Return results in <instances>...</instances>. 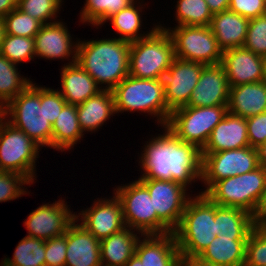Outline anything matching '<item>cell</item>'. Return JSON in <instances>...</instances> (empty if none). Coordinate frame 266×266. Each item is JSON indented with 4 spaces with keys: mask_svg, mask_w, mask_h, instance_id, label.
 <instances>
[{
    "mask_svg": "<svg viewBox=\"0 0 266 266\" xmlns=\"http://www.w3.org/2000/svg\"><path fill=\"white\" fill-rule=\"evenodd\" d=\"M117 187L113 192L121 201L126 227L141 235H157V214L148 189L138 179Z\"/></svg>",
    "mask_w": 266,
    "mask_h": 266,
    "instance_id": "4fadbf2b",
    "label": "cell"
},
{
    "mask_svg": "<svg viewBox=\"0 0 266 266\" xmlns=\"http://www.w3.org/2000/svg\"><path fill=\"white\" fill-rule=\"evenodd\" d=\"M40 148L42 149L0 114V171L24 175L34 183Z\"/></svg>",
    "mask_w": 266,
    "mask_h": 266,
    "instance_id": "ba28073f",
    "label": "cell"
},
{
    "mask_svg": "<svg viewBox=\"0 0 266 266\" xmlns=\"http://www.w3.org/2000/svg\"><path fill=\"white\" fill-rule=\"evenodd\" d=\"M252 218L254 225L264 226L266 224V187L252 215Z\"/></svg>",
    "mask_w": 266,
    "mask_h": 266,
    "instance_id": "bcb514c9",
    "label": "cell"
},
{
    "mask_svg": "<svg viewBox=\"0 0 266 266\" xmlns=\"http://www.w3.org/2000/svg\"><path fill=\"white\" fill-rule=\"evenodd\" d=\"M249 145L259 147L266 141V112L246 118Z\"/></svg>",
    "mask_w": 266,
    "mask_h": 266,
    "instance_id": "ee69618b",
    "label": "cell"
},
{
    "mask_svg": "<svg viewBox=\"0 0 266 266\" xmlns=\"http://www.w3.org/2000/svg\"><path fill=\"white\" fill-rule=\"evenodd\" d=\"M192 195L173 232L181 258L198 257L217 236L215 203L205 194Z\"/></svg>",
    "mask_w": 266,
    "mask_h": 266,
    "instance_id": "3957f363",
    "label": "cell"
},
{
    "mask_svg": "<svg viewBox=\"0 0 266 266\" xmlns=\"http://www.w3.org/2000/svg\"><path fill=\"white\" fill-rule=\"evenodd\" d=\"M31 83L4 108L1 115L41 147L52 148V124L46 119L45 86Z\"/></svg>",
    "mask_w": 266,
    "mask_h": 266,
    "instance_id": "277c9868",
    "label": "cell"
},
{
    "mask_svg": "<svg viewBox=\"0 0 266 266\" xmlns=\"http://www.w3.org/2000/svg\"><path fill=\"white\" fill-rule=\"evenodd\" d=\"M112 93L116 114L139 111L157 117V124L167 125L171 111L167 108L164 89L156 79H139L128 75Z\"/></svg>",
    "mask_w": 266,
    "mask_h": 266,
    "instance_id": "5b68a950",
    "label": "cell"
},
{
    "mask_svg": "<svg viewBox=\"0 0 266 266\" xmlns=\"http://www.w3.org/2000/svg\"><path fill=\"white\" fill-rule=\"evenodd\" d=\"M6 34L34 38L42 23L17 7L4 18Z\"/></svg>",
    "mask_w": 266,
    "mask_h": 266,
    "instance_id": "74e56055",
    "label": "cell"
},
{
    "mask_svg": "<svg viewBox=\"0 0 266 266\" xmlns=\"http://www.w3.org/2000/svg\"><path fill=\"white\" fill-rule=\"evenodd\" d=\"M5 35H6L5 22L3 18H0V49Z\"/></svg>",
    "mask_w": 266,
    "mask_h": 266,
    "instance_id": "816d5d0a",
    "label": "cell"
},
{
    "mask_svg": "<svg viewBox=\"0 0 266 266\" xmlns=\"http://www.w3.org/2000/svg\"><path fill=\"white\" fill-rule=\"evenodd\" d=\"M249 20L230 10L213 14L210 28L223 52L229 49L243 47Z\"/></svg>",
    "mask_w": 266,
    "mask_h": 266,
    "instance_id": "484cf974",
    "label": "cell"
},
{
    "mask_svg": "<svg viewBox=\"0 0 266 266\" xmlns=\"http://www.w3.org/2000/svg\"><path fill=\"white\" fill-rule=\"evenodd\" d=\"M80 14V22L92 24L93 27L101 28L107 20L119 12L121 9L128 7L135 0H85ZM99 26V27H98Z\"/></svg>",
    "mask_w": 266,
    "mask_h": 266,
    "instance_id": "836d02e7",
    "label": "cell"
},
{
    "mask_svg": "<svg viewBox=\"0 0 266 266\" xmlns=\"http://www.w3.org/2000/svg\"><path fill=\"white\" fill-rule=\"evenodd\" d=\"M212 14L226 11L229 8L230 0H205Z\"/></svg>",
    "mask_w": 266,
    "mask_h": 266,
    "instance_id": "7dc6e473",
    "label": "cell"
},
{
    "mask_svg": "<svg viewBox=\"0 0 266 266\" xmlns=\"http://www.w3.org/2000/svg\"><path fill=\"white\" fill-rule=\"evenodd\" d=\"M75 220L67 229L65 266H102L100 240Z\"/></svg>",
    "mask_w": 266,
    "mask_h": 266,
    "instance_id": "44dd1931",
    "label": "cell"
},
{
    "mask_svg": "<svg viewBox=\"0 0 266 266\" xmlns=\"http://www.w3.org/2000/svg\"><path fill=\"white\" fill-rule=\"evenodd\" d=\"M162 129L163 134L151 136L144 144L138 157V165L143 168L138 179L174 181L185 188L191 187L192 182L201 181V150L183 142L166 125Z\"/></svg>",
    "mask_w": 266,
    "mask_h": 266,
    "instance_id": "6da1fadb",
    "label": "cell"
},
{
    "mask_svg": "<svg viewBox=\"0 0 266 266\" xmlns=\"http://www.w3.org/2000/svg\"><path fill=\"white\" fill-rule=\"evenodd\" d=\"M143 8L145 7L141 5L140 0H135L128 7L121 9L107 20V22L110 21L112 24L114 31L119 34V37L116 38L131 43L148 37L159 26L155 24L146 33L141 30ZM140 32H143V34Z\"/></svg>",
    "mask_w": 266,
    "mask_h": 266,
    "instance_id": "f546056e",
    "label": "cell"
},
{
    "mask_svg": "<svg viewBox=\"0 0 266 266\" xmlns=\"http://www.w3.org/2000/svg\"><path fill=\"white\" fill-rule=\"evenodd\" d=\"M21 76L18 65L0 54V110L33 81Z\"/></svg>",
    "mask_w": 266,
    "mask_h": 266,
    "instance_id": "1f68e13d",
    "label": "cell"
},
{
    "mask_svg": "<svg viewBox=\"0 0 266 266\" xmlns=\"http://www.w3.org/2000/svg\"><path fill=\"white\" fill-rule=\"evenodd\" d=\"M227 112V105L183 106L171 112L166 126L183 142L194 144L202 150L212 130Z\"/></svg>",
    "mask_w": 266,
    "mask_h": 266,
    "instance_id": "9c48e42d",
    "label": "cell"
},
{
    "mask_svg": "<svg viewBox=\"0 0 266 266\" xmlns=\"http://www.w3.org/2000/svg\"><path fill=\"white\" fill-rule=\"evenodd\" d=\"M67 104L58 89L45 87L46 119L53 124L63 107Z\"/></svg>",
    "mask_w": 266,
    "mask_h": 266,
    "instance_id": "f6af8a7d",
    "label": "cell"
},
{
    "mask_svg": "<svg viewBox=\"0 0 266 266\" xmlns=\"http://www.w3.org/2000/svg\"><path fill=\"white\" fill-rule=\"evenodd\" d=\"M262 81L266 83V56L263 57V79Z\"/></svg>",
    "mask_w": 266,
    "mask_h": 266,
    "instance_id": "db71d44e",
    "label": "cell"
},
{
    "mask_svg": "<svg viewBox=\"0 0 266 266\" xmlns=\"http://www.w3.org/2000/svg\"><path fill=\"white\" fill-rule=\"evenodd\" d=\"M158 25L170 35L175 57L204 65L221 63L223 51L210 26L182 25L167 28L160 23Z\"/></svg>",
    "mask_w": 266,
    "mask_h": 266,
    "instance_id": "30bf717a",
    "label": "cell"
},
{
    "mask_svg": "<svg viewBox=\"0 0 266 266\" xmlns=\"http://www.w3.org/2000/svg\"><path fill=\"white\" fill-rule=\"evenodd\" d=\"M248 237L216 236L198 256L213 266H244Z\"/></svg>",
    "mask_w": 266,
    "mask_h": 266,
    "instance_id": "4316f807",
    "label": "cell"
},
{
    "mask_svg": "<svg viewBox=\"0 0 266 266\" xmlns=\"http://www.w3.org/2000/svg\"><path fill=\"white\" fill-rule=\"evenodd\" d=\"M139 234V235H138ZM140 236L129 227L110 235L100 241L102 266H124L135 255Z\"/></svg>",
    "mask_w": 266,
    "mask_h": 266,
    "instance_id": "83f0119b",
    "label": "cell"
},
{
    "mask_svg": "<svg viewBox=\"0 0 266 266\" xmlns=\"http://www.w3.org/2000/svg\"><path fill=\"white\" fill-rule=\"evenodd\" d=\"M63 2V0H17V8L44 25L60 20L57 17Z\"/></svg>",
    "mask_w": 266,
    "mask_h": 266,
    "instance_id": "8d00e7d4",
    "label": "cell"
},
{
    "mask_svg": "<svg viewBox=\"0 0 266 266\" xmlns=\"http://www.w3.org/2000/svg\"><path fill=\"white\" fill-rule=\"evenodd\" d=\"M244 266H266V227L254 225L246 243Z\"/></svg>",
    "mask_w": 266,
    "mask_h": 266,
    "instance_id": "f35d334b",
    "label": "cell"
},
{
    "mask_svg": "<svg viewBox=\"0 0 266 266\" xmlns=\"http://www.w3.org/2000/svg\"><path fill=\"white\" fill-rule=\"evenodd\" d=\"M12 257H4L0 266H45V240L23 237Z\"/></svg>",
    "mask_w": 266,
    "mask_h": 266,
    "instance_id": "d6a6232c",
    "label": "cell"
},
{
    "mask_svg": "<svg viewBox=\"0 0 266 266\" xmlns=\"http://www.w3.org/2000/svg\"><path fill=\"white\" fill-rule=\"evenodd\" d=\"M80 129L96 132L106 121L116 114L112 90H101L85 102L76 105Z\"/></svg>",
    "mask_w": 266,
    "mask_h": 266,
    "instance_id": "d4e9b609",
    "label": "cell"
},
{
    "mask_svg": "<svg viewBox=\"0 0 266 266\" xmlns=\"http://www.w3.org/2000/svg\"><path fill=\"white\" fill-rule=\"evenodd\" d=\"M217 237H248L254 227L252 214L243 209L215 204Z\"/></svg>",
    "mask_w": 266,
    "mask_h": 266,
    "instance_id": "4dcf8cb0",
    "label": "cell"
},
{
    "mask_svg": "<svg viewBox=\"0 0 266 266\" xmlns=\"http://www.w3.org/2000/svg\"><path fill=\"white\" fill-rule=\"evenodd\" d=\"M201 182L205 194L217 181L242 175L259 167L257 148L223 150L217 153H201Z\"/></svg>",
    "mask_w": 266,
    "mask_h": 266,
    "instance_id": "7c38bea8",
    "label": "cell"
},
{
    "mask_svg": "<svg viewBox=\"0 0 266 266\" xmlns=\"http://www.w3.org/2000/svg\"><path fill=\"white\" fill-rule=\"evenodd\" d=\"M61 198L52 204L45 203L33 210L25 219L27 235L42 240H49L66 233L75 221V214L70 205Z\"/></svg>",
    "mask_w": 266,
    "mask_h": 266,
    "instance_id": "2e32d148",
    "label": "cell"
},
{
    "mask_svg": "<svg viewBox=\"0 0 266 266\" xmlns=\"http://www.w3.org/2000/svg\"><path fill=\"white\" fill-rule=\"evenodd\" d=\"M204 66L175 57L171 66L157 75L156 81L164 89L167 108L171 112L188 104Z\"/></svg>",
    "mask_w": 266,
    "mask_h": 266,
    "instance_id": "5bb4252c",
    "label": "cell"
},
{
    "mask_svg": "<svg viewBox=\"0 0 266 266\" xmlns=\"http://www.w3.org/2000/svg\"><path fill=\"white\" fill-rule=\"evenodd\" d=\"M61 93L67 104L78 105L102 89L77 62L61 67Z\"/></svg>",
    "mask_w": 266,
    "mask_h": 266,
    "instance_id": "603a6c76",
    "label": "cell"
},
{
    "mask_svg": "<svg viewBox=\"0 0 266 266\" xmlns=\"http://www.w3.org/2000/svg\"><path fill=\"white\" fill-rule=\"evenodd\" d=\"M0 54L17 65L27 61L30 62L35 58L34 38L6 34Z\"/></svg>",
    "mask_w": 266,
    "mask_h": 266,
    "instance_id": "d590c367",
    "label": "cell"
},
{
    "mask_svg": "<svg viewBox=\"0 0 266 266\" xmlns=\"http://www.w3.org/2000/svg\"><path fill=\"white\" fill-rule=\"evenodd\" d=\"M259 166L266 169V141L257 147Z\"/></svg>",
    "mask_w": 266,
    "mask_h": 266,
    "instance_id": "f907efd6",
    "label": "cell"
},
{
    "mask_svg": "<svg viewBox=\"0 0 266 266\" xmlns=\"http://www.w3.org/2000/svg\"><path fill=\"white\" fill-rule=\"evenodd\" d=\"M180 266H213L198 257L181 258Z\"/></svg>",
    "mask_w": 266,
    "mask_h": 266,
    "instance_id": "681fc988",
    "label": "cell"
},
{
    "mask_svg": "<svg viewBox=\"0 0 266 266\" xmlns=\"http://www.w3.org/2000/svg\"><path fill=\"white\" fill-rule=\"evenodd\" d=\"M17 7V0H0V18H4Z\"/></svg>",
    "mask_w": 266,
    "mask_h": 266,
    "instance_id": "c3c4849f",
    "label": "cell"
},
{
    "mask_svg": "<svg viewBox=\"0 0 266 266\" xmlns=\"http://www.w3.org/2000/svg\"><path fill=\"white\" fill-rule=\"evenodd\" d=\"M142 237L135 249L142 266H180L181 255L173 232Z\"/></svg>",
    "mask_w": 266,
    "mask_h": 266,
    "instance_id": "ffe728a7",
    "label": "cell"
},
{
    "mask_svg": "<svg viewBox=\"0 0 266 266\" xmlns=\"http://www.w3.org/2000/svg\"><path fill=\"white\" fill-rule=\"evenodd\" d=\"M221 64L229 87L256 83L263 79V57L244 47L224 51Z\"/></svg>",
    "mask_w": 266,
    "mask_h": 266,
    "instance_id": "d6986e66",
    "label": "cell"
},
{
    "mask_svg": "<svg viewBox=\"0 0 266 266\" xmlns=\"http://www.w3.org/2000/svg\"><path fill=\"white\" fill-rule=\"evenodd\" d=\"M174 59L172 39L158 26L148 37L130 43L129 75L139 79H156Z\"/></svg>",
    "mask_w": 266,
    "mask_h": 266,
    "instance_id": "8992f818",
    "label": "cell"
},
{
    "mask_svg": "<svg viewBox=\"0 0 266 266\" xmlns=\"http://www.w3.org/2000/svg\"><path fill=\"white\" fill-rule=\"evenodd\" d=\"M228 10L248 19L266 14V0H230Z\"/></svg>",
    "mask_w": 266,
    "mask_h": 266,
    "instance_id": "7bdbcfd3",
    "label": "cell"
},
{
    "mask_svg": "<svg viewBox=\"0 0 266 266\" xmlns=\"http://www.w3.org/2000/svg\"><path fill=\"white\" fill-rule=\"evenodd\" d=\"M250 146L246 119L227 112L214 127L201 153H217L223 150L240 149Z\"/></svg>",
    "mask_w": 266,
    "mask_h": 266,
    "instance_id": "7402d4cb",
    "label": "cell"
},
{
    "mask_svg": "<svg viewBox=\"0 0 266 266\" xmlns=\"http://www.w3.org/2000/svg\"><path fill=\"white\" fill-rule=\"evenodd\" d=\"M64 23L62 20H58L42 25L34 37L35 57L46 60H70L64 65L76 62L78 39L77 41L72 39L70 31Z\"/></svg>",
    "mask_w": 266,
    "mask_h": 266,
    "instance_id": "e0dca14e",
    "label": "cell"
},
{
    "mask_svg": "<svg viewBox=\"0 0 266 266\" xmlns=\"http://www.w3.org/2000/svg\"><path fill=\"white\" fill-rule=\"evenodd\" d=\"M67 231L65 234L45 240V266H65Z\"/></svg>",
    "mask_w": 266,
    "mask_h": 266,
    "instance_id": "b9f144b4",
    "label": "cell"
},
{
    "mask_svg": "<svg viewBox=\"0 0 266 266\" xmlns=\"http://www.w3.org/2000/svg\"><path fill=\"white\" fill-rule=\"evenodd\" d=\"M129 50L130 43L116 37L78 39L76 62L102 90H113L129 75Z\"/></svg>",
    "mask_w": 266,
    "mask_h": 266,
    "instance_id": "7a4b0ae2",
    "label": "cell"
},
{
    "mask_svg": "<svg viewBox=\"0 0 266 266\" xmlns=\"http://www.w3.org/2000/svg\"><path fill=\"white\" fill-rule=\"evenodd\" d=\"M84 133L80 129L76 105L66 104L52 124V148L63 152L81 142Z\"/></svg>",
    "mask_w": 266,
    "mask_h": 266,
    "instance_id": "f1b7e54d",
    "label": "cell"
},
{
    "mask_svg": "<svg viewBox=\"0 0 266 266\" xmlns=\"http://www.w3.org/2000/svg\"><path fill=\"white\" fill-rule=\"evenodd\" d=\"M149 191L157 214V235L174 232L188 200L192 197L183 185L174 181L138 179ZM189 193V195L187 194Z\"/></svg>",
    "mask_w": 266,
    "mask_h": 266,
    "instance_id": "8fae6325",
    "label": "cell"
},
{
    "mask_svg": "<svg viewBox=\"0 0 266 266\" xmlns=\"http://www.w3.org/2000/svg\"><path fill=\"white\" fill-rule=\"evenodd\" d=\"M30 184L33 183L24 175L0 171V203L15 200L22 197V195L29 194L25 185Z\"/></svg>",
    "mask_w": 266,
    "mask_h": 266,
    "instance_id": "ab89813d",
    "label": "cell"
},
{
    "mask_svg": "<svg viewBox=\"0 0 266 266\" xmlns=\"http://www.w3.org/2000/svg\"><path fill=\"white\" fill-rule=\"evenodd\" d=\"M244 48L266 56V14L249 20Z\"/></svg>",
    "mask_w": 266,
    "mask_h": 266,
    "instance_id": "60d3db41",
    "label": "cell"
},
{
    "mask_svg": "<svg viewBox=\"0 0 266 266\" xmlns=\"http://www.w3.org/2000/svg\"><path fill=\"white\" fill-rule=\"evenodd\" d=\"M266 187V169L255 170L217 181L205 195L219 206L243 209L253 215Z\"/></svg>",
    "mask_w": 266,
    "mask_h": 266,
    "instance_id": "52a82bcc",
    "label": "cell"
},
{
    "mask_svg": "<svg viewBox=\"0 0 266 266\" xmlns=\"http://www.w3.org/2000/svg\"><path fill=\"white\" fill-rule=\"evenodd\" d=\"M111 197L97 198L92 206L75 214V220L100 241L126 227L121 201L114 193Z\"/></svg>",
    "mask_w": 266,
    "mask_h": 266,
    "instance_id": "9a60e30c",
    "label": "cell"
},
{
    "mask_svg": "<svg viewBox=\"0 0 266 266\" xmlns=\"http://www.w3.org/2000/svg\"><path fill=\"white\" fill-rule=\"evenodd\" d=\"M229 85L221 63L205 65L193 89L189 107L228 105Z\"/></svg>",
    "mask_w": 266,
    "mask_h": 266,
    "instance_id": "ac0fdd59",
    "label": "cell"
},
{
    "mask_svg": "<svg viewBox=\"0 0 266 266\" xmlns=\"http://www.w3.org/2000/svg\"><path fill=\"white\" fill-rule=\"evenodd\" d=\"M124 266H142L140 260L134 255L132 256Z\"/></svg>",
    "mask_w": 266,
    "mask_h": 266,
    "instance_id": "f5cc1de1",
    "label": "cell"
},
{
    "mask_svg": "<svg viewBox=\"0 0 266 266\" xmlns=\"http://www.w3.org/2000/svg\"><path fill=\"white\" fill-rule=\"evenodd\" d=\"M175 7L176 26H210L213 14L205 0H178Z\"/></svg>",
    "mask_w": 266,
    "mask_h": 266,
    "instance_id": "e575fe53",
    "label": "cell"
},
{
    "mask_svg": "<svg viewBox=\"0 0 266 266\" xmlns=\"http://www.w3.org/2000/svg\"><path fill=\"white\" fill-rule=\"evenodd\" d=\"M228 112L249 118L266 112V83L263 81L229 87Z\"/></svg>",
    "mask_w": 266,
    "mask_h": 266,
    "instance_id": "cb8c5ba5",
    "label": "cell"
}]
</instances>
